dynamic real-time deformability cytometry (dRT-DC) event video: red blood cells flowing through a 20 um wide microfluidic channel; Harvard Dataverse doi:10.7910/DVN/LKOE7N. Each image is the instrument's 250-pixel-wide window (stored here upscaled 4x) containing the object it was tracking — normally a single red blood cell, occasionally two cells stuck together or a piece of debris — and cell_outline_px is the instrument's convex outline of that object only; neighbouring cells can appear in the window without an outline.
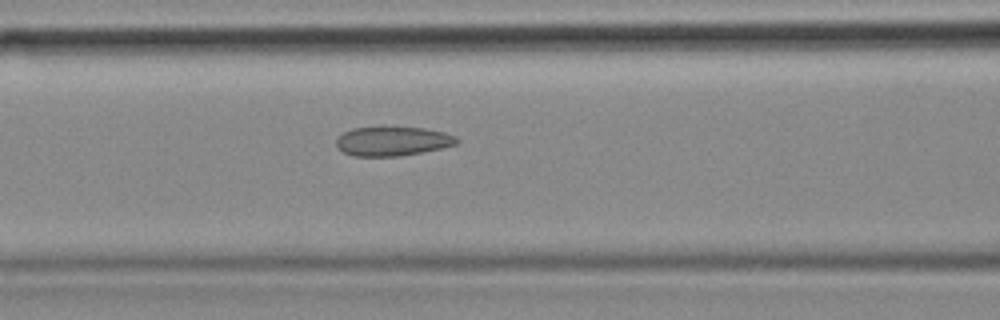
{"species": "common noctule bat (a hibernating species)", "species_latin": "Nyctalus noctula", "temperature_condition": "cold", "stored_images_in_passage": 38, "camera_frame_rate_fps": 3000, "um_per_image_px": 0.085, "animal": {"sex": "female", "body_mass_g": 18.4}, "frame": {"image": 1, "passage_image": 6, "time_ms": 1.667, "image_size_px": [1000, 320], "cell_outline_px": [[460, 140], [456, 144], [440, 148], [420, 152], [396, 156], [352, 156], [344, 152], [336, 144], [336, 140], [344, 132], [352, 128], [424, 128], [444, 132], [456, 136]], "centroid_in_image_um": [33.38, 12.01], "position_along_channel_um": 133.2, "area_um2": 20.06}}